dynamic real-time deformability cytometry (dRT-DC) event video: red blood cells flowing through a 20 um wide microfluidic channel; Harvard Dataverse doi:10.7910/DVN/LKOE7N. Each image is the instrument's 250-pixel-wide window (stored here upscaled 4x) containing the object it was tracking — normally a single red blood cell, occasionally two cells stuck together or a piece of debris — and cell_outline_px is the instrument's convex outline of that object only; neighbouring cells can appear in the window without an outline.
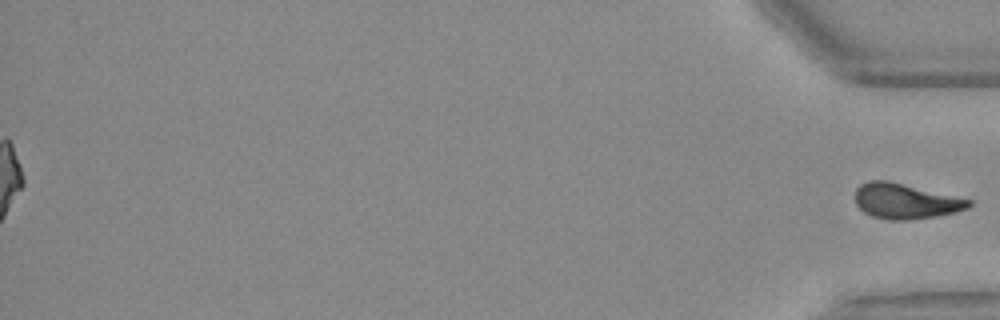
{"species": "Egyptian fruit bat (a non-hibernating species)", "species_latin": "Rousettus aegyptiacus", "temperature_condition": "warm", "stored_images_in_passage": 54, "segment_of_instrument_passage": [2, 2], "camera_frame_rate_fps": 3000, "um_per_image_px": 0.085, "animal": {"sex": "female"}, "frame": {"image": 1, "passage_image": 54, "time_ms": 17.667, "image_size_px": [1000, 320], "cell_outline_px": [[972, 204], [968, 208], [956, 212], [936, 216], [908, 220], [888, 220], [872, 216], [864, 212], [856, 204], [856, 188], [860, 184], [868, 180], [888, 180], [972, 200]], "centroid_in_image_um": [76.95, 17.09], "position_along_channel_um": 358.2, "area_um2": 23.35}}